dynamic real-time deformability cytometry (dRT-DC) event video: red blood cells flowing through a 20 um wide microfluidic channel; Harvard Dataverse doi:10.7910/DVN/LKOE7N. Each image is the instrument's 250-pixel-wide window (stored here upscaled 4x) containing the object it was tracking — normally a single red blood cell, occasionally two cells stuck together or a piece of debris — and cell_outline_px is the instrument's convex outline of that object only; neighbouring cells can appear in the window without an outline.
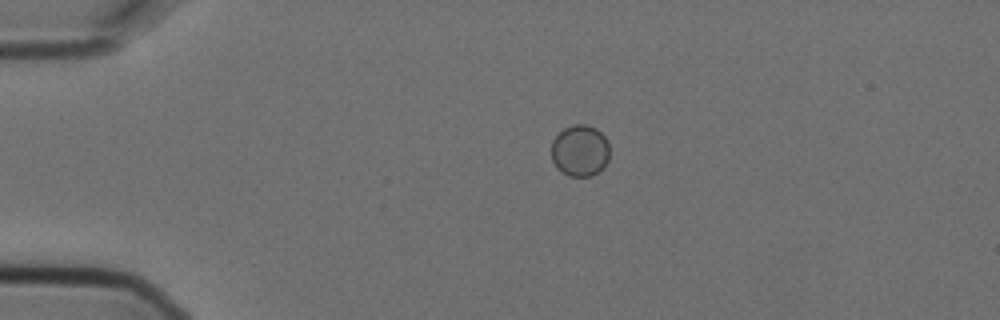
{"species": "Egyptian fruit bat (a non-hibernating species)", "species_latin": "Rousettus aegyptiacus", "temperature_condition": "cold", "stored_images_in_passage": 3, "camera_frame_rate_fps": 3000, "um_per_image_px": 0.085, "animal": {"sex": "female"}, "frame": {"image": 1, "passage_image": 1, "time_ms": 0.0, "image_size_px": [1000, 320], "cell_outline_px": [[608, 160], [592, 176], [568, 176], [560, 172], [556, 168], [552, 160], [552, 140], [564, 128], [572, 124], [584, 124], [596, 128], [608, 140]], "centroid_in_image_um": [49.27, 12.8], "position_along_channel_um": 35.7, "area_um2": 17.46}}
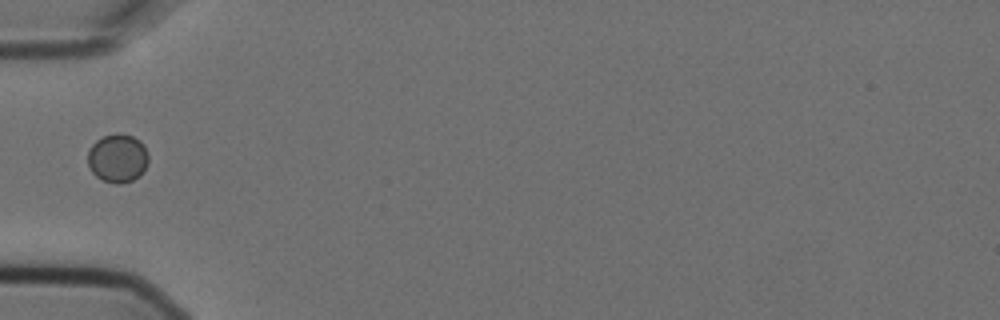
{"frame": {"image": 2, "passage_image": 3, "time_ms": 0.667, "image_size_px": [1000, 320], "cell_outline_px": [[148, 164], [144, 172], [140, 176], [132, 180], [120, 184], [116, 184], [104, 180], [96, 176], [92, 172], [88, 164], [88, 152], [92, 144], [96, 140], [104, 136], [116, 132], [120, 132], [132, 136], [140, 140], [148, 152]], "centroid_in_image_um": [10.02, 13.43], "position_along_channel_um": 75.0, "area_um2": 17.4}}